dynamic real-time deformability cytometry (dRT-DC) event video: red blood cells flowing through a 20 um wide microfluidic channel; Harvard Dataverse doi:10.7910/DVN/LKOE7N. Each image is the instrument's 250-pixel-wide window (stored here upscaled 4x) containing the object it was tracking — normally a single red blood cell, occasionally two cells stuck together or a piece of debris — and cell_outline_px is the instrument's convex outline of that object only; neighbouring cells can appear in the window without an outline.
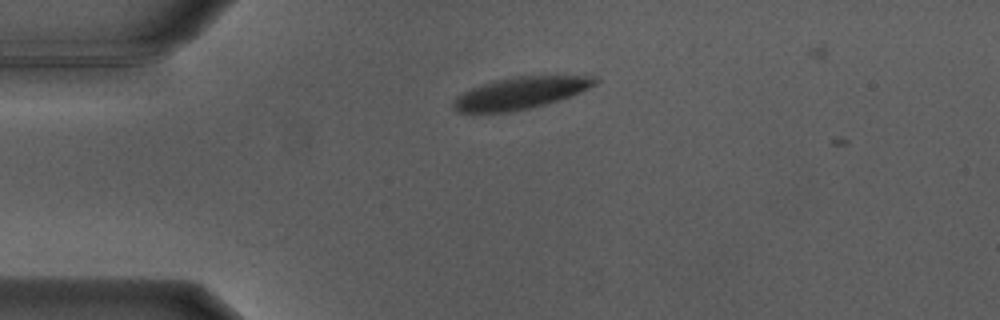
{"species": "Egyptian fruit bat (a non-hibernating species)", "species_latin": "Rousettus aegyptiacus", "temperature_condition": "warm", "stored_images_in_passage": 6, "camera_frame_rate_fps": 3000, "um_per_image_px": 0.085, "animal": {"sex": "male"}, "frame": {"image": 1, "passage_image": 2, "time_ms": 0.333, "image_size_px": [1000, 320], "cell_outline_px": [[600, 80], [596, 84], [580, 92], [544, 104], [528, 108], [508, 112], [456, 112], [452, 108], [452, 104], [456, 96], [472, 88], [492, 80], [516, 76], [596, 76]], "centroid_in_image_um": [44.21, 7.9], "position_along_channel_um": 40.8, "area_um2": 26.07}}